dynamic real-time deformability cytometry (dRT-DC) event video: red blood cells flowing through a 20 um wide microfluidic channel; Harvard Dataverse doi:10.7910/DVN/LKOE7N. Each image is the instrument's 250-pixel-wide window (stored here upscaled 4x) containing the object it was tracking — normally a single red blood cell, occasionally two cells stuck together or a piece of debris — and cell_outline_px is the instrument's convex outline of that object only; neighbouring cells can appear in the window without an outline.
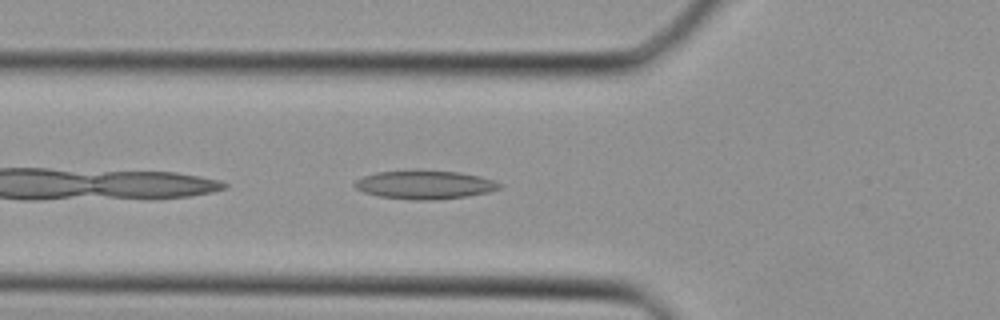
{"species": "Egyptian fruit bat (a non-hibernating species)", "species_latin": "Rousettus aegyptiacus", "temperature_condition": "cold", "stored_images_in_passage": 25, "camera_frame_rate_fps": 3000, "um_per_image_px": 0.085, "animal": {"sex": "female"}, "frame": {"image": 1, "passage_image": 2, "time_ms": 0.333, "image_size_px": [1000, 320], "cell_outline_px": [[504, 184], [500, 188], [488, 192], [464, 196], [432, 200], [416, 200], [380, 196], [364, 192], [356, 188], [352, 184], [356, 180], [364, 176], [376, 172], [420, 168], [456, 172], [480, 176]], "centroid_in_image_um": [36.08, 15.67], "position_along_channel_um": 89.7, "area_um2": 24.39}}
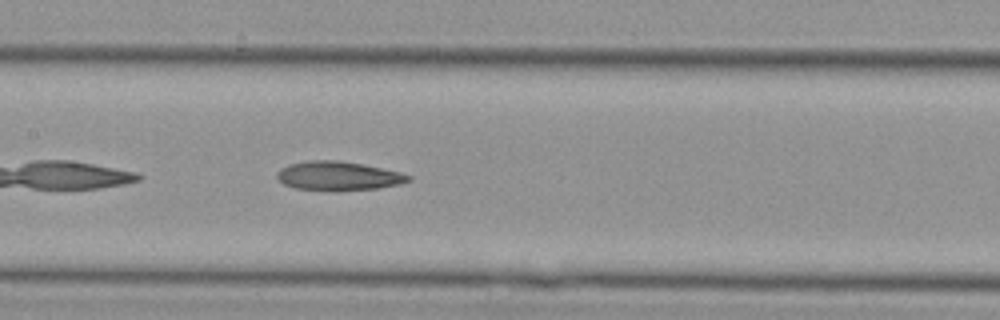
{"frame": {"image": 2, "passage_image": 7, "time_ms": 2.0, "image_size_px": [1000, 320], "cell_outline_px": [[412, 180], [400, 184], [380, 188], [296, 188], [284, 184], [276, 180], [276, 172], [280, 168], [288, 164], [312, 160], [336, 160], [360, 164], [400, 172], [412, 176]], "centroid_in_image_um": [28.73, 14.91], "position_along_channel_um": 178.7, "area_um2": 21.33}}
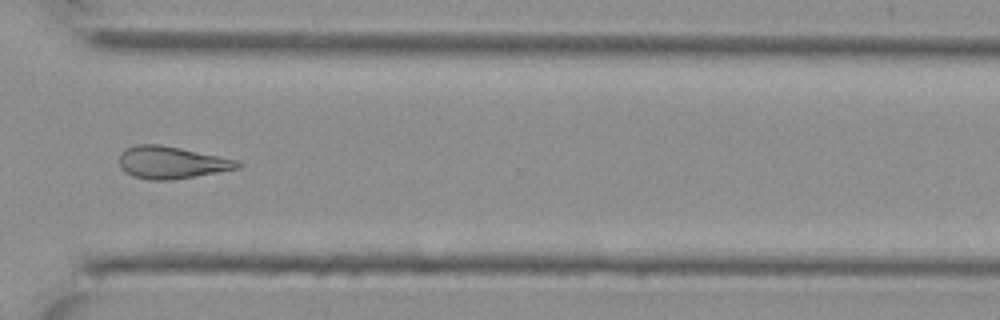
{"frame": {"image": 3, "passage_image": 17, "time_ms": 5.333, "image_size_px": [1000, 320], "cell_outline_px": [[244, 164], [240, 168], [196, 176], [168, 180], [152, 180], [132, 176], [120, 168], [120, 156], [124, 148], [136, 144], [160, 144], [240, 160]], "centroid_in_image_um": [14.6, 13.8], "position_along_channel_um": 356.0, "area_um2": 22.37}}